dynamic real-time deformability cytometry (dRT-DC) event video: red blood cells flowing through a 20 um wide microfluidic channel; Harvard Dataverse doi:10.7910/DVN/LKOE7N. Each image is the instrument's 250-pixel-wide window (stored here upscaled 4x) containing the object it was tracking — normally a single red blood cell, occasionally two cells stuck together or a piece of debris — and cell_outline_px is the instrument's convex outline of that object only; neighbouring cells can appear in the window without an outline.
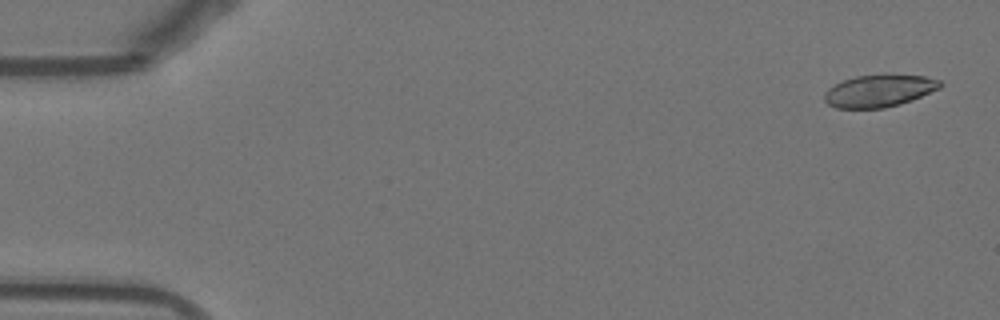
{"species": "Egyptian fruit bat (a non-hibernating species)", "species_latin": "Rousettus aegyptiacus", "temperature_condition": "warm", "stored_images_in_passage": 53, "camera_frame_rate_fps": 3000, "um_per_image_px": 0.085, "animal": {"sex": "female"}, "frame": {"image": 1, "passage_image": 2, "time_ms": 0.333, "image_size_px": [1000, 320], "cell_outline_px": [[944, 84], [940, 88], [912, 100], [900, 104], [884, 108], [836, 108], [828, 104], [824, 100], [824, 92], [828, 88], [844, 80], [856, 76], [884, 72], [888, 72], [924, 76], [940, 80]], "centroid_in_image_um": [74.76, 7.68], "position_along_channel_um": 10.2, "area_um2": 22.37}}
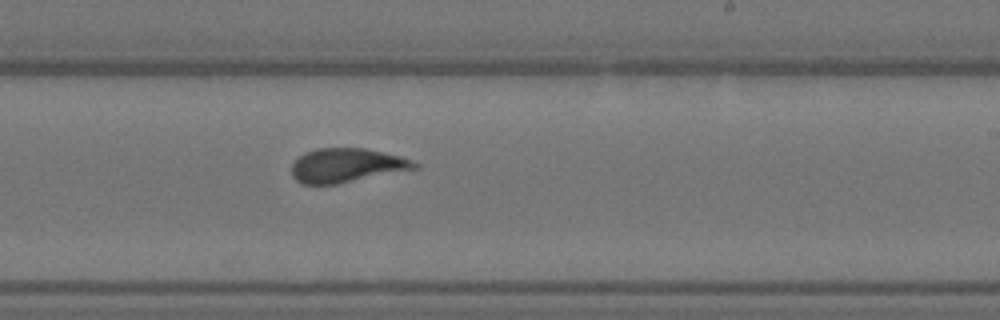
{"frame": {"image": 2, "passage_image": 32, "time_ms": 10.333, "image_size_px": [1000, 320], "cell_outline_px": [[420, 168], [336, 184], [300, 184], [292, 176], [292, 164], [304, 152], [316, 148], [364, 148], [400, 156], [412, 160], [420, 164]], "centroid_in_image_um": [29.47, 14.06], "position_along_channel_um": 259.5, "area_um2": 24.45}}
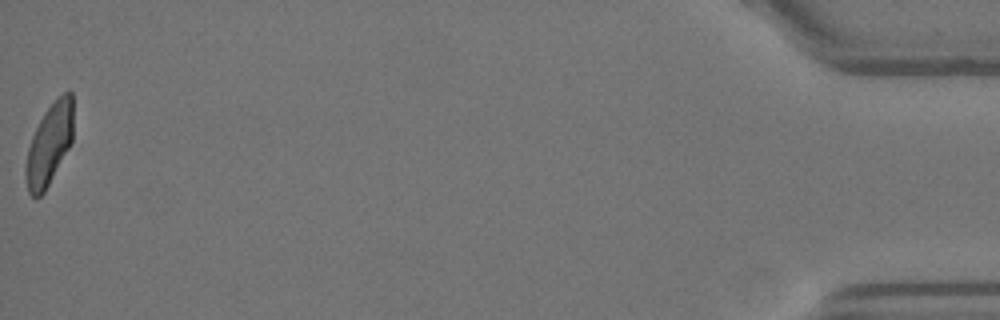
{"frame": {"image": 3, "passage_image": 53, "time_ms": 17.333, "image_size_px": [1000, 320], "cell_outline_px": [[72, 140], [68, 148], [44, 192], [36, 200], [28, 192], [24, 176], [24, 168], [28, 148], [32, 136], [44, 112], [56, 96], [68, 88], [72, 92]], "centroid_in_image_um": [4.17, 12.24], "position_along_channel_um": 431.0, "area_um2": 22.6}}